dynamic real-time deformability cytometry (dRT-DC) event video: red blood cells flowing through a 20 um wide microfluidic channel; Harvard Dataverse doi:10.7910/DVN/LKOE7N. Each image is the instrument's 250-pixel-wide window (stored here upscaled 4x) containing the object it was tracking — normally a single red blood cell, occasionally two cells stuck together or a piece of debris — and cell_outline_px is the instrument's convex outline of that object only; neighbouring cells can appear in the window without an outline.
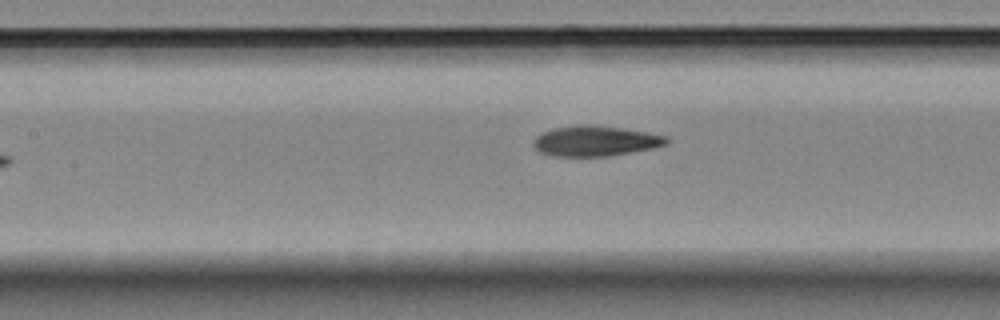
{"species": "Egyptian fruit bat (a non-hibernating species)", "species_latin": "Rousettus aegyptiacus", "temperature_condition": "room temperature", "stored_images_in_passage": 7, "camera_frame_rate_fps": 3000, "um_per_image_px": 0.085, "animal": {"sex": "female"}, "frame": {"image": 1, "passage_image": 7, "time_ms": 2.0, "image_size_px": [1000, 320], "cell_outline_px": [[672, 140], [668, 144], [652, 148], [608, 156], [552, 156], [540, 152], [532, 144], [532, 140], [540, 132], [552, 128], [580, 124], [588, 124], [624, 128], [664, 136]], "centroid_in_image_um": [50.56, 11.97], "position_along_channel_um": 156.8, "area_um2": 23.64}}